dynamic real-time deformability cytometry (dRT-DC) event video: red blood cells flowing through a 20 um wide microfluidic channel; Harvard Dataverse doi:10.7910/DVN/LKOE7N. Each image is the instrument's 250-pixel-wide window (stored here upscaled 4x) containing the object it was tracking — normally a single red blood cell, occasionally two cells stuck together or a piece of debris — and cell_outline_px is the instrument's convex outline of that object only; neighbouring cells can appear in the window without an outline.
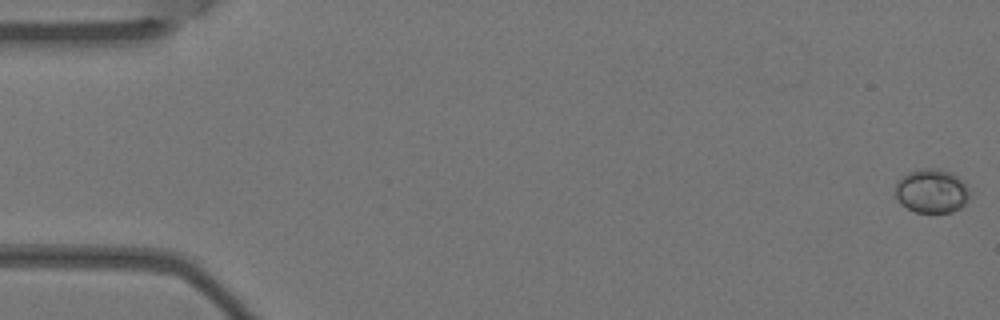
{"species": "Egyptian fruit bat (a non-hibernating species)", "species_latin": "Rousettus aegyptiacus", "temperature_condition": "warm", "stored_images_in_passage": 5, "camera_frame_rate_fps": 3000, "um_per_image_px": 0.085, "animal": {"sex": "female"}, "frame": {"image": 1, "passage_image": 1, "time_ms": 0.0, "image_size_px": [1000, 320], "cell_outline_px": [[968, 200], [960, 208], [952, 212], [916, 212], [900, 204], [896, 200], [896, 184], [908, 172], [916, 168], [936, 168], [952, 172], [968, 188]], "centroid_in_image_um": [79.17, 16.23], "position_along_channel_um": 5.8, "area_um2": 18.96}}
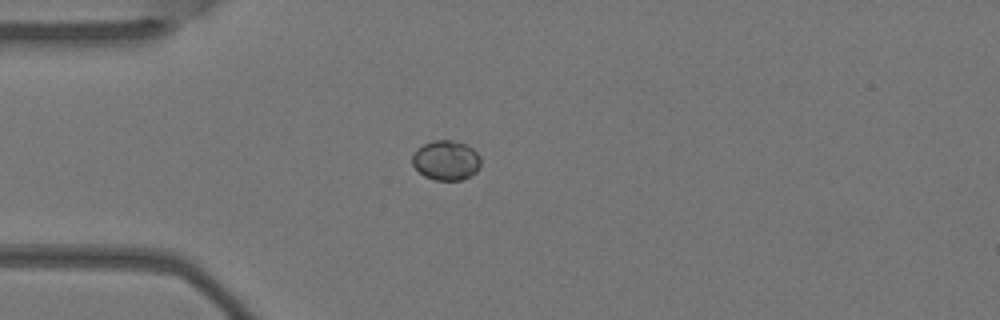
{"frame": {"image": 2, "passage_image": 5, "time_ms": 1.333, "image_size_px": [1000, 320], "cell_outline_px": [[480, 168], [476, 172], [460, 180], [436, 180], [424, 176], [412, 164], [412, 156], [416, 148], [432, 140], [452, 140], [464, 144], [472, 148], [480, 156]], "centroid_in_image_um": [37.9, 13.62], "position_along_channel_um": 47.1, "area_um2": 15.84}}